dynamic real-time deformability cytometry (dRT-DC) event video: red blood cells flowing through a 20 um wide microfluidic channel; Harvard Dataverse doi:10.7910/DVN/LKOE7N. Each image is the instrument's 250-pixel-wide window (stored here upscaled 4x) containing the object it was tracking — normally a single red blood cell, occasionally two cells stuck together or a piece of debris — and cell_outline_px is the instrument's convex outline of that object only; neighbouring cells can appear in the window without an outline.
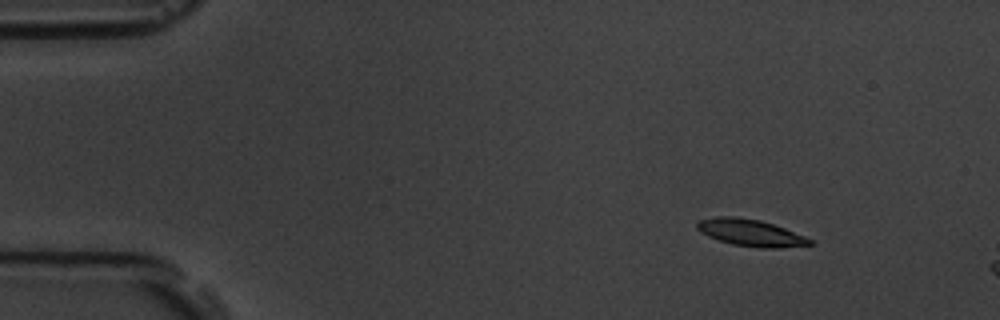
{"species": "common noctule bat (a hibernating species)", "species_latin": "Nyctalus noctula", "temperature_condition": "room temperature", "stored_images_in_passage": 5, "camera_frame_rate_fps": 3000, "um_per_image_px": 0.085, "animal": {"sex": "male", "body_mass_g": 19.5, "forearm_length_mm": 54.6}, "frame": {"image": 1, "passage_image": 1, "time_ms": 0.0, "image_size_px": [1000, 320], "cell_outline_px": [[812, 244], [780, 248], [760, 248], [732, 244], [708, 236], [700, 232], [696, 228], [696, 224], [700, 220], [716, 216], [736, 216], [760, 220], [784, 228], [804, 236], [812, 240]], "centroid_in_image_um": [63.77, 19.78], "position_along_channel_um": 21.2, "area_um2": 17.51}}
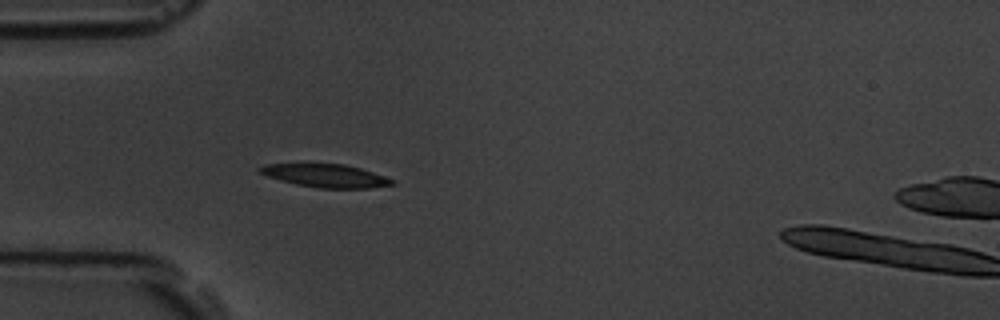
{"frame": {"image": 2, "passage_image": 4, "time_ms": 3.333, "image_size_px": [1000, 320], "cell_outline_px": [[396, 184], [368, 188], [320, 188], [296, 184], [280, 180], [268, 176], [260, 172], [256, 168], [264, 164], [344, 164], [360, 168], [396, 180]], "centroid_in_image_um": [27.7, 14.93], "position_along_channel_um": 57.3, "area_um2": 17.69}}